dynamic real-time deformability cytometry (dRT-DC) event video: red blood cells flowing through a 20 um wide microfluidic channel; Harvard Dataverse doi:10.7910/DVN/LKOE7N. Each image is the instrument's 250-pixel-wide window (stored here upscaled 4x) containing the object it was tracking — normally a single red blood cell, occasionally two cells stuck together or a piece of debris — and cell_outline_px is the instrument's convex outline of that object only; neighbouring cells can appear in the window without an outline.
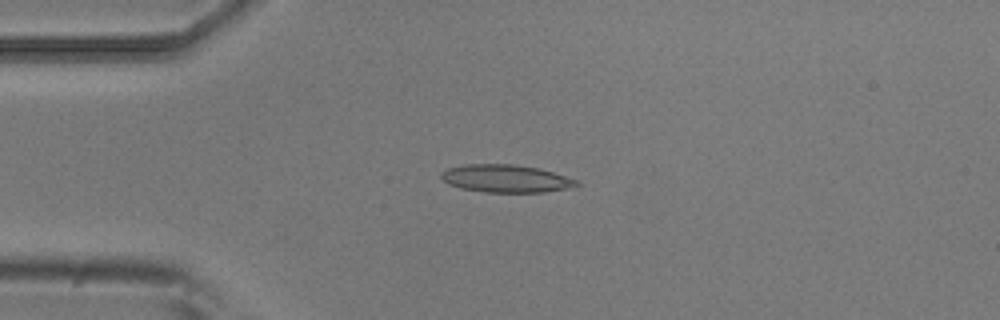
{"species": "common noctule bat (a hibernating species)", "species_latin": "Nyctalus noctula", "temperature_condition": "room temperature", "stored_images_in_passage": 5, "camera_frame_rate_fps": 3000, "um_per_image_px": 0.085, "animal": {"sex": "male", "body_mass_g": 20.5, "forearm_length_mm": 52.5}, "frame": {"image": 1, "passage_image": 3, "time_ms": 0.667, "image_size_px": [1000, 320], "cell_outline_px": [[580, 184], [576, 188], [544, 192], [484, 192], [460, 188], [448, 184], [440, 176], [440, 172], [448, 168], [464, 164], [512, 164], [540, 168], [576, 180]], "centroid_in_image_um": [43.01, 15.18], "position_along_channel_um": 42.0, "area_um2": 22.02}}